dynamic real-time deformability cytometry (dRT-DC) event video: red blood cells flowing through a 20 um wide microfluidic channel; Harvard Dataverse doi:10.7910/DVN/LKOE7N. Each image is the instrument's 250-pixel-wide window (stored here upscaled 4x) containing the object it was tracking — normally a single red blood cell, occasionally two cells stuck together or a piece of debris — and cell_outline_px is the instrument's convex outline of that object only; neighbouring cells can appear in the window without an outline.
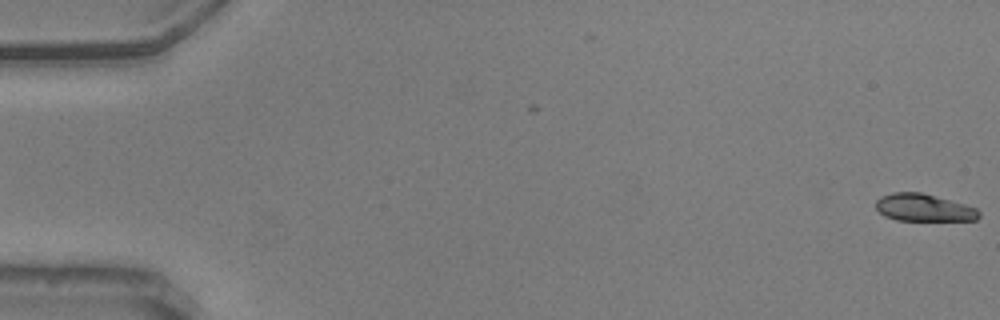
{"species": "common noctule bat (a hibernating species)", "species_latin": "Nyctalus noctula", "temperature_condition": "warm", "stored_images_in_passage": 57, "camera_frame_rate_fps": 3000, "um_per_image_px": 0.085, "animal": {"sex": "male", "body_mass_g": 20.5, "forearm_length_mm": 52.5}, "frame": {"image": 1, "passage_image": 1, "time_ms": 0.0, "image_size_px": [1000, 320], "cell_outline_px": [[980, 216], [976, 220], [896, 220], [884, 216], [876, 208], [876, 200], [880, 196], [892, 192], [920, 192], [964, 204], [976, 208], [980, 212]], "centroid_in_image_um": [78.49, 17.65], "position_along_channel_um": 6.5, "area_um2": 16.36}}
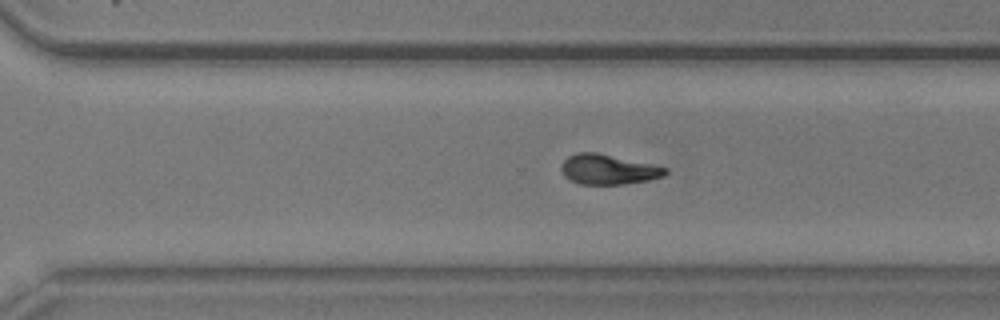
{"frame": {"image": 2, "passage_image": 40, "time_ms": 13.0, "image_size_px": [1000, 320], "cell_outline_px": [[668, 172], [664, 176], [648, 180], [624, 184], [580, 184], [568, 180], [564, 176], [560, 168], [560, 164], [568, 156], [576, 152], [596, 152], [652, 164], [668, 168]], "centroid_in_image_um": [51.66, 14.4], "position_along_channel_um": 318.9, "area_um2": 18.32}}
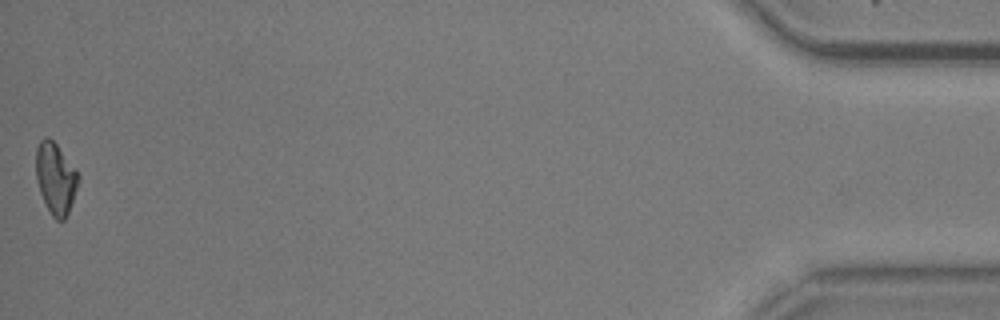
{"frame": {"image": 3, "passage_image": 57, "time_ms": 18.667, "image_size_px": [1000, 320], "cell_outline_px": [[80, 180], [68, 212], [64, 220], [56, 220], [52, 216], [40, 192], [36, 180], [36, 148], [40, 140], [44, 136], [48, 136], [56, 144], [76, 168], [80, 176]], "centroid_in_image_um": [4.73, 15.12], "position_along_channel_um": 430.5, "area_um2": 17.63}, "authors_computed_cell_mechanics": {"area_um2": 18.2648, "velocity_mm_per_s": 3.6159, "shape_relaxation_time_tau1_ms": 5.402, "shape_relaxation_time_tau2_ms": 4.6657, "deformation_change_tau1": 0.1577, "deformation_change_tau2": 0.1141}}